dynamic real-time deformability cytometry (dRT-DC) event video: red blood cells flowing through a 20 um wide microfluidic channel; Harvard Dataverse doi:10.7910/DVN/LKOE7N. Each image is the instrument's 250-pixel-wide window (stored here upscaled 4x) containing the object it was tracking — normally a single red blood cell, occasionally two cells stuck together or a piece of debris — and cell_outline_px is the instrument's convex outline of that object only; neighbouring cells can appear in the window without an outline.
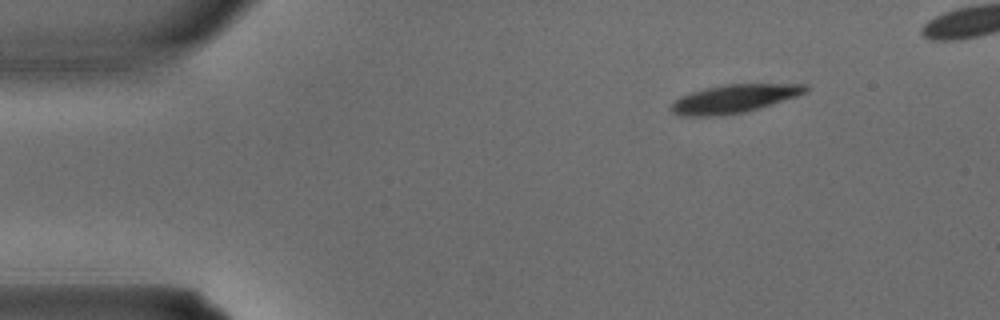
{"species": "common noctule bat (a hibernating species)", "species_latin": "Nyctalus noctula", "temperature_condition": "warm", "stored_images_in_passage": 3, "camera_frame_rate_fps": 3000, "um_per_image_px": 0.085, "animal": {"sex": "male", "body_mass_g": 15.6}, "frame": {"image": 1, "passage_image": 1, "time_ms": 0.0, "image_size_px": [1000, 320], "cell_outline_px": [[808, 92], [796, 96], [744, 112], [712, 116], [676, 116], [668, 108], [672, 100], [680, 96], [704, 88], [724, 84], [808, 84]], "centroid_in_image_um": [62.31, 8.39], "position_along_channel_um": 22.7, "area_um2": 22.2}}